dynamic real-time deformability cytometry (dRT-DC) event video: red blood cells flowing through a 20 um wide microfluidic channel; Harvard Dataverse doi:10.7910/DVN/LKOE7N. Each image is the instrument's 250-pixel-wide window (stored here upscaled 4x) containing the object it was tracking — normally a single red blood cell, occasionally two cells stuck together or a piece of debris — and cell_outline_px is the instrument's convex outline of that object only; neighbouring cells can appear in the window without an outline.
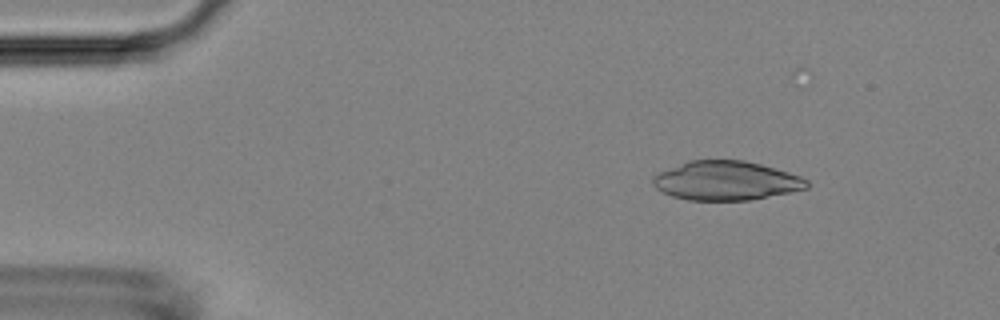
{"species": "Egyptian fruit bat (a non-hibernating species)", "species_latin": "Rousettus aegyptiacus", "temperature_condition": "room temperature", "stored_images_in_passage": 4, "camera_frame_rate_fps": 3000, "um_per_image_px": 0.085, "animal": {"sex": "female"}, "frame": {"image": 1, "passage_image": 2, "time_ms": 0.333, "image_size_px": [1000, 320], "cell_outline_px": [[808, 188], [748, 200], [688, 200], [672, 196], [656, 188], [652, 184], [652, 176], [660, 172], [688, 160], [744, 160], [760, 164], [788, 172], [800, 176], [808, 180]], "centroid_in_image_um": [61.69, 15.35], "position_along_channel_um": 23.3, "area_um2": 34.8}}